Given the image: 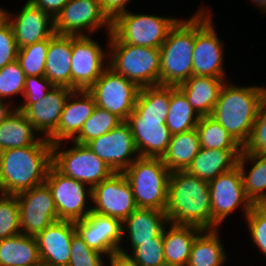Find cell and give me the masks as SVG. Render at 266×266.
Wrapping results in <instances>:
<instances>
[{
	"mask_svg": "<svg viewBox=\"0 0 266 266\" xmlns=\"http://www.w3.org/2000/svg\"><path fill=\"white\" fill-rule=\"evenodd\" d=\"M52 166V143L42 137L33 145L0 151L2 194L16 195L45 183Z\"/></svg>",
	"mask_w": 266,
	"mask_h": 266,
	"instance_id": "6da1fadb",
	"label": "cell"
},
{
	"mask_svg": "<svg viewBox=\"0 0 266 266\" xmlns=\"http://www.w3.org/2000/svg\"><path fill=\"white\" fill-rule=\"evenodd\" d=\"M165 212L170 223L212 230L209 182L187 171L170 172Z\"/></svg>",
	"mask_w": 266,
	"mask_h": 266,
	"instance_id": "7a4b0ae2",
	"label": "cell"
},
{
	"mask_svg": "<svg viewBox=\"0 0 266 266\" xmlns=\"http://www.w3.org/2000/svg\"><path fill=\"white\" fill-rule=\"evenodd\" d=\"M229 82L223 84L210 116L243 147L250 137L258 104L266 93V87L257 84L233 85Z\"/></svg>",
	"mask_w": 266,
	"mask_h": 266,
	"instance_id": "3957f363",
	"label": "cell"
},
{
	"mask_svg": "<svg viewBox=\"0 0 266 266\" xmlns=\"http://www.w3.org/2000/svg\"><path fill=\"white\" fill-rule=\"evenodd\" d=\"M191 16L188 19H179L159 47V85L178 87L193 75L195 12Z\"/></svg>",
	"mask_w": 266,
	"mask_h": 266,
	"instance_id": "277c9868",
	"label": "cell"
},
{
	"mask_svg": "<svg viewBox=\"0 0 266 266\" xmlns=\"http://www.w3.org/2000/svg\"><path fill=\"white\" fill-rule=\"evenodd\" d=\"M108 67L140 88L159 85L160 49L121 42L108 34Z\"/></svg>",
	"mask_w": 266,
	"mask_h": 266,
	"instance_id": "5b68a950",
	"label": "cell"
},
{
	"mask_svg": "<svg viewBox=\"0 0 266 266\" xmlns=\"http://www.w3.org/2000/svg\"><path fill=\"white\" fill-rule=\"evenodd\" d=\"M122 173L131 185L138 208L166 210L170 170L161 158L138 157Z\"/></svg>",
	"mask_w": 266,
	"mask_h": 266,
	"instance_id": "8992f818",
	"label": "cell"
},
{
	"mask_svg": "<svg viewBox=\"0 0 266 266\" xmlns=\"http://www.w3.org/2000/svg\"><path fill=\"white\" fill-rule=\"evenodd\" d=\"M69 142L72 146L66 149ZM52 165L64 176L80 181L91 189L115 173L86 144L72 140L52 144Z\"/></svg>",
	"mask_w": 266,
	"mask_h": 266,
	"instance_id": "52a82bcc",
	"label": "cell"
},
{
	"mask_svg": "<svg viewBox=\"0 0 266 266\" xmlns=\"http://www.w3.org/2000/svg\"><path fill=\"white\" fill-rule=\"evenodd\" d=\"M208 8L200 4L195 11L193 75L226 79L224 43L217 35L211 14L213 12Z\"/></svg>",
	"mask_w": 266,
	"mask_h": 266,
	"instance_id": "ba28073f",
	"label": "cell"
},
{
	"mask_svg": "<svg viewBox=\"0 0 266 266\" xmlns=\"http://www.w3.org/2000/svg\"><path fill=\"white\" fill-rule=\"evenodd\" d=\"M179 19L128 10L112 21L111 32L123 43L159 48Z\"/></svg>",
	"mask_w": 266,
	"mask_h": 266,
	"instance_id": "9c48e42d",
	"label": "cell"
},
{
	"mask_svg": "<svg viewBox=\"0 0 266 266\" xmlns=\"http://www.w3.org/2000/svg\"><path fill=\"white\" fill-rule=\"evenodd\" d=\"M104 28L105 35L110 34L112 21L104 13L100 0H69L54 18L57 35L94 36Z\"/></svg>",
	"mask_w": 266,
	"mask_h": 266,
	"instance_id": "30bf717a",
	"label": "cell"
},
{
	"mask_svg": "<svg viewBox=\"0 0 266 266\" xmlns=\"http://www.w3.org/2000/svg\"><path fill=\"white\" fill-rule=\"evenodd\" d=\"M45 183L51 191L59 220L75 222L91 213L92 189L88 185L64 176L53 165Z\"/></svg>",
	"mask_w": 266,
	"mask_h": 266,
	"instance_id": "8fae6325",
	"label": "cell"
},
{
	"mask_svg": "<svg viewBox=\"0 0 266 266\" xmlns=\"http://www.w3.org/2000/svg\"><path fill=\"white\" fill-rule=\"evenodd\" d=\"M212 229H217L223 225L224 221L231 214L241 208L245 216L253 206L244 191L243 181L238 165L228 172L218 175L209 182Z\"/></svg>",
	"mask_w": 266,
	"mask_h": 266,
	"instance_id": "7c38bea8",
	"label": "cell"
},
{
	"mask_svg": "<svg viewBox=\"0 0 266 266\" xmlns=\"http://www.w3.org/2000/svg\"><path fill=\"white\" fill-rule=\"evenodd\" d=\"M140 89L137 84L107 67L87 91L94 97L97 107L126 121L134 111Z\"/></svg>",
	"mask_w": 266,
	"mask_h": 266,
	"instance_id": "4fadbf2b",
	"label": "cell"
},
{
	"mask_svg": "<svg viewBox=\"0 0 266 266\" xmlns=\"http://www.w3.org/2000/svg\"><path fill=\"white\" fill-rule=\"evenodd\" d=\"M108 67V49L90 36H72L71 89L88 90Z\"/></svg>",
	"mask_w": 266,
	"mask_h": 266,
	"instance_id": "5bb4252c",
	"label": "cell"
},
{
	"mask_svg": "<svg viewBox=\"0 0 266 266\" xmlns=\"http://www.w3.org/2000/svg\"><path fill=\"white\" fill-rule=\"evenodd\" d=\"M21 233L36 237L59 220L51 191L46 183L16 194Z\"/></svg>",
	"mask_w": 266,
	"mask_h": 266,
	"instance_id": "9a60e30c",
	"label": "cell"
},
{
	"mask_svg": "<svg viewBox=\"0 0 266 266\" xmlns=\"http://www.w3.org/2000/svg\"><path fill=\"white\" fill-rule=\"evenodd\" d=\"M138 208L130 183L123 173H114L92 189V211L123 222Z\"/></svg>",
	"mask_w": 266,
	"mask_h": 266,
	"instance_id": "2e32d148",
	"label": "cell"
},
{
	"mask_svg": "<svg viewBox=\"0 0 266 266\" xmlns=\"http://www.w3.org/2000/svg\"><path fill=\"white\" fill-rule=\"evenodd\" d=\"M86 145L115 173H122L140 157L131 129L125 121Z\"/></svg>",
	"mask_w": 266,
	"mask_h": 266,
	"instance_id": "e0dca14e",
	"label": "cell"
},
{
	"mask_svg": "<svg viewBox=\"0 0 266 266\" xmlns=\"http://www.w3.org/2000/svg\"><path fill=\"white\" fill-rule=\"evenodd\" d=\"M76 232L88 247L104 254L107 259L117 255L122 245V222L111 216L91 212L74 222Z\"/></svg>",
	"mask_w": 266,
	"mask_h": 266,
	"instance_id": "ac0fdd59",
	"label": "cell"
},
{
	"mask_svg": "<svg viewBox=\"0 0 266 266\" xmlns=\"http://www.w3.org/2000/svg\"><path fill=\"white\" fill-rule=\"evenodd\" d=\"M4 17L12 25L18 48L51 38L54 19L29 0L14 15L4 9Z\"/></svg>",
	"mask_w": 266,
	"mask_h": 266,
	"instance_id": "d6986e66",
	"label": "cell"
},
{
	"mask_svg": "<svg viewBox=\"0 0 266 266\" xmlns=\"http://www.w3.org/2000/svg\"><path fill=\"white\" fill-rule=\"evenodd\" d=\"M167 118L138 117L132 112L125 121L132 132L140 157L162 158L171 140Z\"/></svg>",
	"mask_w": 266,
	"mask_h": 266,
	"instance_id": "ffe728a7",
	"label": "cell"
},
{
	"mask_svg": "<svg viewBox=\"0 0 266 266\" xmlns=\"http://www.w3.org/2000/svg\"><path fill=\"white\" fill-rule=\"evenodd\" d=\"M72 91L68 87L55 86L41 100L15 107L24 113L42 137L48 138L57 129L64 104Z\"/></svg>",
	"mask_w": 266,
	"mask_h": 266,
	"instance_id": "44dd1931",
	"label": "cell"
},
{
	"mask_svg": "<svg viewBox=\"0 0 266 266\" xmlns=\"http://www.w3.org/2000/svg\"><path fill=\"white\" fill-rule=\"evenodd\" d=\"M168 223L165 211L137 208L122 222V245L118 254L127 257L130 251L132 252L138 246V242L153 241V238L159 236ZM126 241L130 243L129 246L131 245L129 252L123 245Z\"/></svg>",
	"mask_w": 266,
	"mask_h": 266,
	"instance_id": "7402d4cb",
	"label": "cell"
},
{
	"mask_svg": "<svg viewBox=\"0 0 266 266\" xmlns=\"http://www.w3.org/2000/svg\"><path fill=\"white\" fill-rule=\"evenodd\" d=\"M95 108L94 97L87 90H73L66 99L57 129L47 139L52 144L73 140Z\"/></svg>",
	"mask_w": 266,
	"mask_h": 266,
	"instance_id": "603a6c76",
	"label": "cell"
},
{
	"mask_svg": "<svg viewBox=\"0 0 266 266\" xmlns=\"http://www.w3.org/2000/svg\"><path fill=\"white\" fill-rule=\"evenodd\" d=\"M75 233L74 222L67 220H57L40 232L36 239L41 263L68 266L71 239Z\"/></svg>",
	"mask_w": 266,
	"mask_h": 266,
	"instance_id": "cb8c5ba5",
	"label": "cell"
},
{
	"mask_svg": "<svg viewBox=\"0 0 266 266\" xmlns=\"http://www.w3.org/2000/svg\"><path fill=\"white\" fill-rule=\"evenodd\" d=\"M72 36L54 34L49 38L44 76L54 86L71 89Z\"/></svg>",
	"mask_w": 266,
	"mask_h": 266,
	"instance_id": "d4e9b609",
	"label": "cell"
},
{
	"mask_svg": "<svg viewBox=\"0 0 266 266\" xmlns=\"http://www.w3.org/2000/svg\"><path fill=\"white\" fill-rule=\"evenodd\" d=\"M225 81H228V78L192 75L178 88L200 117L210 116Z\"/></svg>",
	"mask_w": 266,
	"mask_h": 266,
	"instance_id": "484cf974",
	"label": "cell"
},
{
	"mask_svg": "<svg viewBox=\"0 0 266 266\" xmlns=\"http://www.w3.org/2000/svg\"><path fill=\"white\" fill-rule=\"evenodd\" d=\"M201 231L202 229L196 226L169 222L163 230L166 266H187L194 239Z\"/></svg>",
	"mask_w": 266,
	"mask_h": 266,
	"instance_id": "4316f807",
	"label": "cell"
},
{
	"mask_svg": "<svg viewBox=\"0 0 266 266\" xmlns=\"http://www.w3.org/2000/svg\"><path fill=\"white\" fill-rule=\"evenodd\" d=\"M242 151L201 147L186 171L204 181L210 182L218 175L236 167Z\"/></svg>",
	"mask_w": 266,
	"mask_h": 266,
	"instance_id": "83f0119b",
	"label": "cell"
},
{
	"mask_svg": "<svg viewBox=\"0 0 266 266\" xmlns=\"http://www.w3.org/2000/svg\"><path fill=\"white\" fill-rule=\"evenodd\" d=\"M252 166L248 169L247 166ZM247 198L253 205L266 204V154L242 151L237 163ZM248 169V170H247Z\"/></svg>",
	"mask_w": 266,
	"mask_h": 266,
	"instance_id": "f1b7e54d",
	"label": "cell"
},
{
	"mask_svg": "<svg viewBox=\"0 0 266 266\" xmlns=\"http://www.w3.org/2000/svg\"><path fill=\"white\" fill-rule=\"evenodd\" d=\"M41 138L40 133L17 108L0 123V151L30 146Z\"/></svg>",
	"mask_w": 266,
	"mask_h": 266,
	"instance_id": "f546056e",
	"label": "cell"
},
{
	"mask_svg": "<svg viewBox=\"0 0 266 266\" xmlns=\"http://www.w3.org/2000/svg\"><path fill=\"white\" fill-rule=\"evenodd\" d=\"M40 263L36 237L20 233L0 240V266H31Z\"/></svg>",
	"mask_w": 266,
	"mask_h": 266,
	"instance_id": "4dcf8cb0",
	"label": "cell"
},
{
	"mask_svg": "<svg viewBox=\"0 0 266 266\" xmlns=\"http://www.w3.org/2000/svg\"><path fill=\"white\" fill-rule=\"evenodd\" d=\"M220 230H202L194 239L187 266H223L228 258Z\"/></svg>",
	"mask_w": 266,
	"mask_h": 266,
	"instance_id": "1f68e13d",
	"label": "cell"
},
{
	"mask_svg": "<svg viewBox=\"0 0 266 266\" xmlns=\"http://www.w3.org/2000/svg\"><path fill=\"white\" fill-rule=\"evenodd\" d=\"M200 148L196 128L184 133L173 134L161 159L170 172L186 171Z\"/></svg>",
	"mask_w": 266,
	"mask_h": 266,
	"instance_id": "d6a6232c",
	"label": "cell"
},
{
	"mask_svg": "<svg viewBox=\"0 0 266 266\" xmlns=\"http://www.w3.org/2000/svg\"><path fill=\"white\" fill-rule=\"evenodd\" d=\"M200 118L184 93L178 87L170 86L169 112L165 124L171 134L195 129Z\"/></svg>",
	"mask_w": 266,
	"mask_h": 266,
	"instance_id": "836d02e7",
	"label": "cell"
},
{
	"mask_svg": "<svg viewBox=\"0 0 266 266\" xmlns=\"http://www.w3.org/2000/svg\"><path fill=\"white\" fill-rule=\"evenodd\" d=\"M169 102L170 86L142 87L133 112L138 117L167 118Z\"/></svg>",
	"mask_w": 266,
	"mask_h": 266,
	"instance_id": "e575fe53",
	"label": "cell"
},
{
	"mask_svg": "<svg viewBox=\"0 0 266 266\" xmlns=\"http://www.w3.org/2000/svg\"><path fill=\"white\" fill-rule=\"evenodd\" d=\"M200 146L206 149L243 150L227 130L211 116L200 118L197 126Z\"/></svg>",
	"mask_w": 266,
	"mask_h": 266,
	"instance_id": "d590c367",
	"label": "cell"
},
{
	"mask_svg": "<svg viewBox=\"0 0 266 266\" xmlns=\"http://www.w3.org/2000/svg\"><path fill=\"white\" fill-rule=\"evenodd\" d=\"M124 122L117 115L96 106L93 114L84 122L79 134L72 140L80 144H87Z\"/></svg>",
	"mask_w": 266,
	"mask_h": 266,
	"instance_id": "8d00e7d4",
	"label": "cell"
},
{
	"mask_svg": "<svg viewBox=\"0 0 266 266\" xmlns=\"http://www.w3.org/2000/svg\"><path fill=\"white\" fill-rule=\"evenodd\" d=\"M49 38L23 48H19L17 61L25 76H44Z\"/></svg>",
	"mask_w": 266,
	"mask_h": 266,
	"instance_id": "74e56055",
	"label": "cell"
},
{
	"mask_svg": "<svg viewBox=\"0 0 266 266\" xmlns=\"http://www.w3.org/2000/svg\"><path fill=\"white\" fill-rule=\"evenodd\" d=\"M25 73L17 59L0 69V99L14 105V96H23ZM10 97V99H9ZM13 97V98H12ZM13 101V102H12Z\"/></svg>",
	"mask_w": 266,
	"mask_h": 266,
	"instance_id": "f35d334b",
	"label": "cell"
},
{
	"mask_svg": "<svg viewBox=\"0 0 266 266\" xmlns=\"http://www.w3.org/2000/svg\"><path fill=\"white\" fill-rule=\"evenodd\" d=\"M140 266H166L164 260L163 232L153 241L138 242V246L127 256Z\"/></svg>",
	"mask_w": 266,
	"mask_h": 266,
	"instance_id": "ab89813d",
	"label": "cell"
},
{
	"mask_svg": "<svg viewBox=\"0 0 266 266\" xmlns=\"http://www.w3.org/2000/svg\"><path fill=\"white\" fill-rule=\"evenodd\" d=\"M19 204L16 195L0 196V240L21 233Z\"/></svg>",
	"mask_w": 266,
	"mask_h": 266,
	"instance_id": "60d3db41",
	"label": "cell"
},
{
	"mask_svg": "<svg viewBox=\"0 0 266 266\" xmlns=\"http://www.w3.org/2000/svg\"><path fill=\"white\" fill-rule=\"evenodd\" d=\"M105 257L104 254L88 247L77 232L73 235L68 266H106L109 259Z\"/></svg>",
	"mask_w": 266,
	"mask_h": 266,
	"instance_id": "b9f144b4",
	"label": "cell"
},
{
	"mask_svg": "<svg viewBox=\"0 0 266 266\" xmlns=\"http://www.w3.org/2000/svg\"><path fill=\"white\" fill-rule=\"evenodd\" d=\"M244 220L252 244L266 256V204L253 205Z\"/></svg>",
	"mask_w": 266,
	"mask_h": 266,
	"instance_id": "7bdbcfd3",
	"label": "cell"
},
{
	"mask_svg": "<svg viewBox=\"0 0 266 266\" xmlns=\"http://www.w3.org/2000/svg\"><path fill=\"white\" fill-rule=\"evenodd\" d=\"M243 151L250 154H266V93L258 104L256 121Z\"/></svg>",
	"mask_w": 266,
	"mask_h": 266,
	"instance_id": "ee69618b",
	"label": "cell"
},
{
	"mask_svg": "<svg viewBox=\"0 0 266 266\" xmlns=\"http://www.w3.org/2000/svg\"><path fill=\"white\" fill-rule=\"evenodd\" d=\"M18 50L13 27L3 17L0 20V69L17 59Z\"/></svg>",
	"mask_w": 266,
	"mask_h": 266,
	"instance_id": "f6af8a7d",
	"label": "cell"
},
{
	"mask_svg": "<svg viewBox=\"0 0 266 266\" xmlns=\"http://www.w3.org/2000/svg\"><path fill=\"white\" fill-rule=\"evenodd\" d=\"M55 86L45 76H27L20 103H35L41 100Z\"/></svg>",
	"mask_w": 266,
	"mask_h": 266,
	"instance_id": "bcb514c9",
	"label": "cell"
},
{
	"mask_svg": "<svg viewBox=\"0 0 266 266\" xmlns=\"http://www.w3.org/2000/svg\"><path fill=\"white\" fill-rule=\"evenodd\" d=\"M132 0H100L104 13L113 21L118 15L125 13Z\"/></svg>",
	"mask_w": 266,
	"mask_h": 266,
	"instance_id": "7dc6e473",
	"label": "cell"
},
{
	"mask_svg": "<svg viewBox=\"0 0 266 266\" xmlns=\"http://www.w3.org/2000/svg\"><path fill=\"white\" fill-rule=\"evenodd\" d=\"M33 5L37 6L45 13L49 14L53 19L68 3L69 0H29Z\"/></svg>",
	"mask_w": 266,
	"mask_h": 266,
	"instance_id": "c3c4849f",
	"label": "cell"
},
{
	"mask_svg": "<svg viewBox=\"0 0 266 266\" xmlns=\"http://www.w3.org/2000/svg\"><path fill=\"white\" fill-rule=\"evenodd\" d=\"M108 266H140L133 263L129 258L126 256H122L117 254L113 256L110 260H108Z\"/></svg>",
	"mask_w": 266,
	"mask_h": 266,
	"instance_id": "681fc988",
	"label": "cell"
},
{
	"mask_svg": "<svg viewBox=\"0 0 266 266\" xmlns=\"http://www.w3.org/2000/svg\"><path fill=\"white\" fill-rule=\"evenodd\" d=\"M10 102L0 99V123L4 121L15 109Z\"/></svg>",
	"mask_w": 266,
	"mask_h": 266,
	"instance_id": "f907efd6",
	"label": "cell"
},
{
	"mask_svg": "<svg viewBox=\"0 0 266 266\" xmlns=\"http://www.w3.org/2000/svg\"><path fill=\"white\" fill-rule=\"evenodd\" d=\"M250 2L256 5V8L260 9L263 15L266 13V0H250Z\"/></svg>",
	"mask_w": 266,
	"mask_h": 266,
	"instance_id": "816d5d0a",
	"label": "cell"
},
{
	"mask_svg": "<svg viewBox=\"0 0 266 266\" xmlns=\"http://www.w3.org/2000/svg\"><path fill=\"white\" fill-rule=\"evenodd\" d=\"M4 17V8L0 6V20Z\"/></svg>",
	"mask_w": 266,
	"mask_h": 266,
	"instance_id": "f5cc1de1",
	"label": "cell"
},
{
	"mask_svg": "<svg viewBox=\"0 0 266 266\" xmlns=\"http://www.w3.org/2000/svg\"><path fill=\"white\" fill-rule=\"evenodd\" d=\"M38 266H50V265H47L45 263H40Z\"/></svg>",
	"mask_w": 266,
	"mask_h": 266,
	"instance_id": "db71d44e",
	"label": "cell"
}]
</instances>
